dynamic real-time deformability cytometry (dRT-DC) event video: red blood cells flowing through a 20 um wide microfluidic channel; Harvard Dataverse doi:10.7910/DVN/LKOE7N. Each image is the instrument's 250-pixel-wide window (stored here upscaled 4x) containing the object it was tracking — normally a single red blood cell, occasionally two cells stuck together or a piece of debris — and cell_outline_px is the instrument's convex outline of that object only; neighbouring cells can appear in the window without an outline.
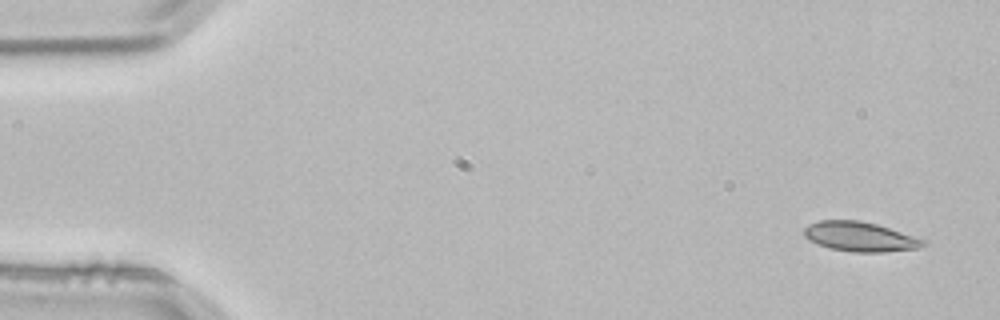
{"species": "common noctule bat (a hibernating species)", "species_latin": "Nyctalus noctula", "temperature_condition": "room temperature", "stored_images_in_passage": 4, "camera_frame_rate_fps": 3000, "um_per_image_px": 0.085, "animal": {"sex": "male", "body_mass_g": 21.5, "forearm_length_mm": 52.0}, "frame": {"image": 1, "passage_image": 1, "time_ms": 0.0, "image_size_px": [1000, 320], "cell_outline_px": [[928, 244], [916, 248], [884, 252], [852, 252], [828, 248], [808, 240], [804, 236], [804, 228], [808, 224], [820, 220], [856, 220], [876, 224], [928, 240]], "centroid_in_image_um": [73.09, 20.12], "position_along_channel_um": 11.9, "area_um2": 20.63}}
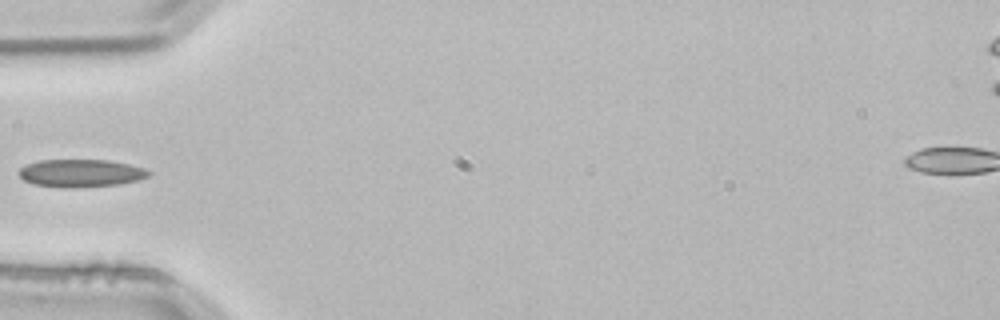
{"frame": {"image": 2, "passage_image": 4, "time_ms": 1.0, "image_size_px": [1000, 320], "cell_outline_px": [[152, 172], [148, 176], [136, 180], [120, 184], [76, 188], [64, 188], [32, 184], [24, 180], [16, 172], [20, 168], [28, 164], [40, 160], [108, 160], [128, 164], [144, 168]], "centroid_in_image_um": [6.84, 14.72], "position_along_channel_um": 78.2, "area_um2": 21.04}}